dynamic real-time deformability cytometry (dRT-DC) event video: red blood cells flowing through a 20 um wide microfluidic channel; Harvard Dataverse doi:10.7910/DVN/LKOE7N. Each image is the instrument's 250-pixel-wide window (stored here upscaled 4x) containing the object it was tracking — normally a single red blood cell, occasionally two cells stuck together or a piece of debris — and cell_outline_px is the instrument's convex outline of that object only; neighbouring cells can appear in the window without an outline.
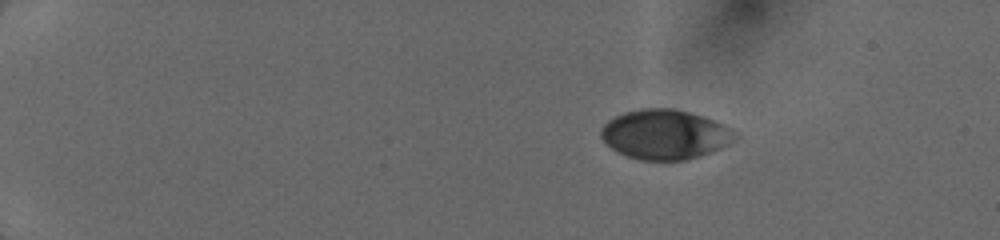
{"species": "human", "species_latin": "Homo sapiens", "temperature_condition": "cold", "stored_images_in_passage": 6, "camera_frame_rate_fps": 3000, "um_per_image_px": 0.085, "donor": {"sex": "female"}, "frame": {"image": 1, "passage_image": 1, "time_ms": 0.0, "image_size_px": [1000, 240], "cell_outline_px": [[740, 136], [728, 144], [720, 148], [684, 160], [640, 160], [616, 152], [600, 136], [600, 128], [608, 120], [624, 112], [640, 108], [672, 108], [704, 116], [724, 124]], "centroid_in_image_um": [56.5, 11.41], "position_along_channel_um": 28.5, "area_um2": 38.67}}
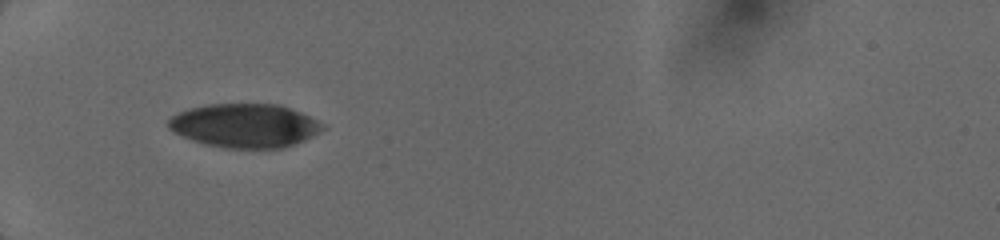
{"frame": {"image": 2, "passage_image": 5, "time_ms": 3.333, "image_size_px": [1000, 240], "cell_outline_px": [[328, 128], [304, 140], [284, 148], [224, 148], [204, 144], [192, 140], [172, 132], [168, 128], [168, 120], [176, 112], [188, 108], [208, 104], [280, 104], [300, 112], [324, 124]], "centroid_in_image_um": [20.79, 10.68], "position_along_channel_um": 64.2, "area_um2": 39.65}}